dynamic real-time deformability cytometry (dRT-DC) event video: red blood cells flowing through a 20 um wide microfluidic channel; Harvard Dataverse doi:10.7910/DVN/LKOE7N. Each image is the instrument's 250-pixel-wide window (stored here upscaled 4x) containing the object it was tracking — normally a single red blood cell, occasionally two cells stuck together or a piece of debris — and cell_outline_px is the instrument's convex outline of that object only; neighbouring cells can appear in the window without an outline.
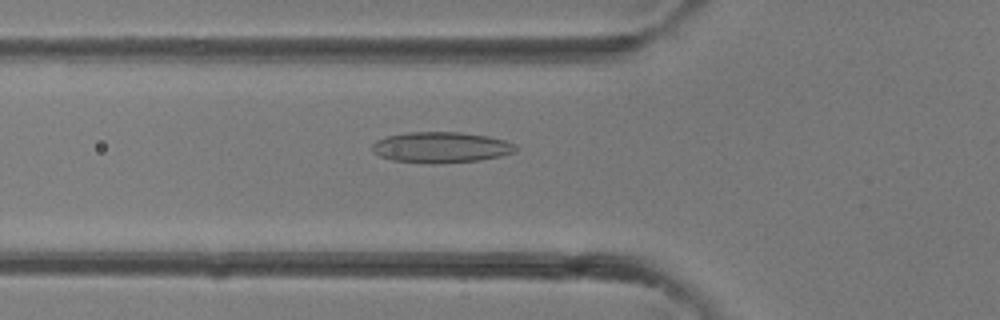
{"species": "common noctule bat (a hibernating species)", "species_latin": "Nyctalus noctula", "temperature_condition": "room temperature", "stored_images_in_passage": 35, "camera_frame_rate_fps": 3000, "um_per_image_px": 0.085, "animal": {"sex": "female"}, "frame": {"image": 1, "passage_image": 10, "time_ms": 3.0, "image_size_px": [1000, 320], "cell_outline_px": [[520, 148], [516, 152], [500, 156], [480, 160], [432, 164], [428, 164], [392, 160], [380, 156], [372, 152], [372, 144], [376, 140], [388, 136], [408, 132], [460, 132], [488, 136], [504, 140], [516, 144]], "centroid_in_image_um": [37.51, 12.53], "position_along_channel_um": 88.3, "area_um2": 26.01}}
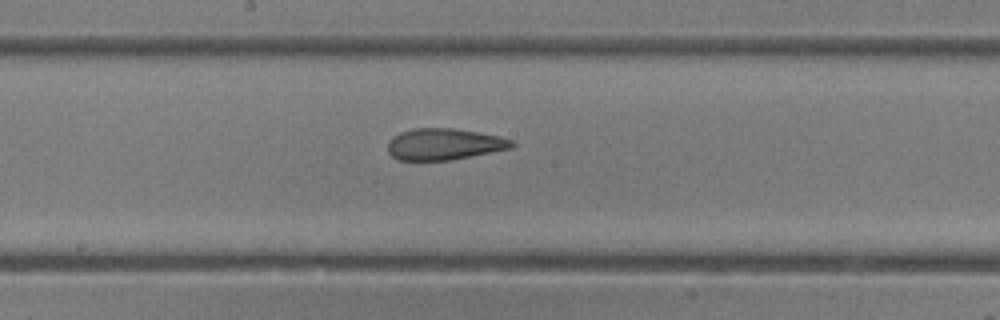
{"frame": {"image": 2, "passage_image": 17, "time_ms": 5.333, "image_size_px": [1000, 320], "cell_outline_px": [[516, 144], [512, 148], [448, 160], [396, 160], [388, 152], [388, 140], [392, 136], [400, 132], [412, 128], [456, 128], [500, 136], [512, 140]], "centroid_in_image_um": [37.72, 12.24], "position_along_channel_um": 210.5, "area_um2": 22.83}}
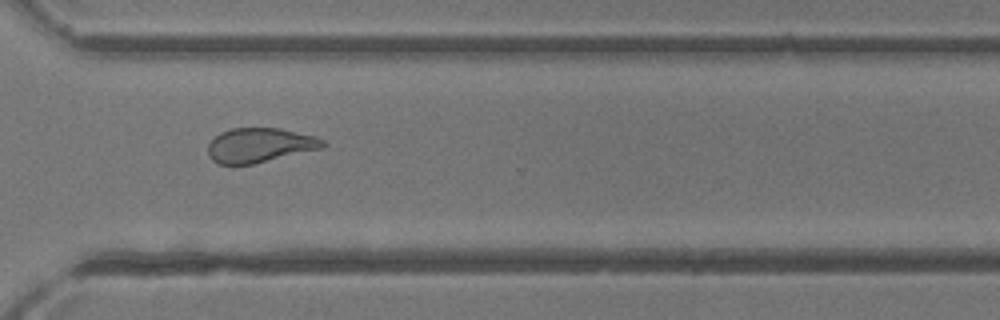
{"frame": {"image": 3, "passage_image": 25, "time_ms": 8.0, "image_size_px": [1000, 320], "cell_outline_px": [[328, 144], [324, 148], [252, 164], [220, 164], [212, 160], [208, 156], [208, 144], [220, 132], [232, 128], [280, 128], [316, 136], [324, 140]], "centroid_in_image_um": [22.11, 12.34], "position_along_channel_um": 348.5, "area_um2": 23.18}}